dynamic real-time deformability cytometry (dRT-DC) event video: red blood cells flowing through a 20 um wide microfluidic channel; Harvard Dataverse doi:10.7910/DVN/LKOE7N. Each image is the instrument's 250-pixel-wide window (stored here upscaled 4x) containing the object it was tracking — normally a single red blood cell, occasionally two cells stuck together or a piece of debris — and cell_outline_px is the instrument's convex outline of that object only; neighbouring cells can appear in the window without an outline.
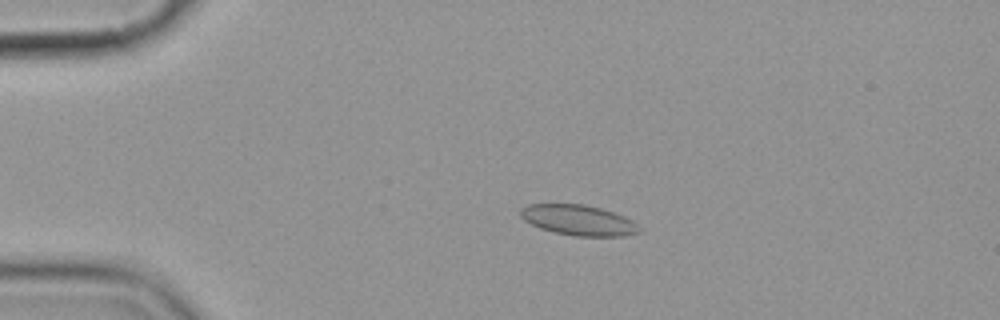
{"species": "common noctule bat (a hibernating species)", "species_latin": "Nyctalus noctula", "temperature_condition": "cold", "stored_images_in_passage": 9, "camera_frame_rate_fps": 3000, "um_per_image_px": 0.085, "animal": {"sex": "female", "body_mass_g": 19.9}, "frame": {"image": 1, "passage_image": 3, "time_ms": 2.333, "image_size_px": [1000, 320], "cell_outline_px": [[640, 232], [624, 236], [572, 236], [552, 232], [540, 228], [524, 220], [520, 216], [520, 208], [528, 204], [584, 204], [600, 208], [624, 216], [632, 220], [640, 228]], "centroid_in_image_um": [49.15, 18.72], "position_along_channel_um": 35.9, "area_um2": 21.1}}
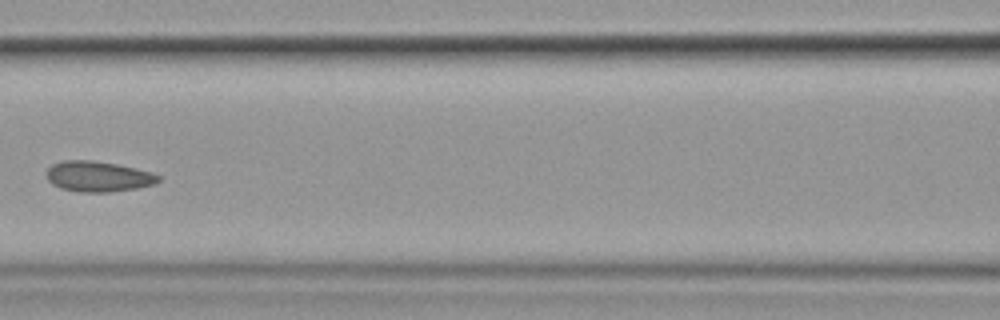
{"frame": {"image": 2, "passage_image": 7, "time_ms": 7.0, "image_size_px": [1000, 320], "cell_outline_px": [[160, 180], [156, 184], [136, 188], [108, 192], [80, 192], [60, 188], [52, 184], [48, 180], [44, 172], [52, 164], [60, 160], [92, 160], [116, 164], [136, 168], [152, 172], [160, 176]], "centroid_in_image_um": [8.31, 14.99], "position_along_channel_um": 158.3, "area_um2": 20.11}}
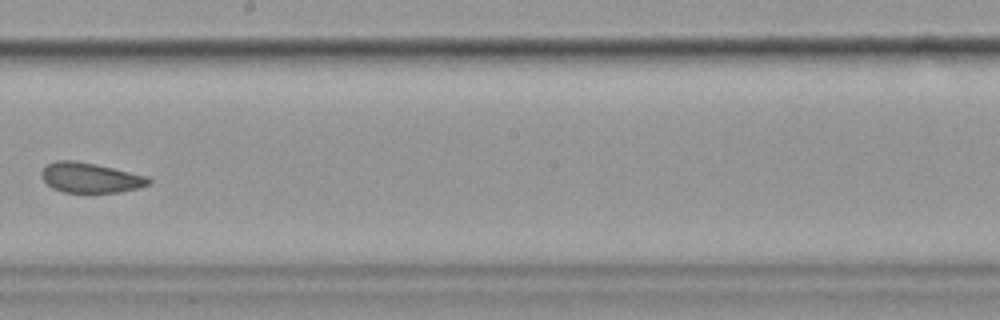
{"frame": {"image": 3, "passage_image": 9, "time_ms": 9.333, "image_size_px": [1000, 320], "cell_outline_px": [[152, 184], [120, 192], [92, 196], [88, 196], [64, 192], [52, 188], [40, 176], [40, 172], [48, 164], [56, 160], [76, 160], [96, 164], [148, 176], [152, 180]], "centroid_in_image_um": [7.69, 15.16], "position_along_channel_um": 240.5, "area_um2": 19.65}}